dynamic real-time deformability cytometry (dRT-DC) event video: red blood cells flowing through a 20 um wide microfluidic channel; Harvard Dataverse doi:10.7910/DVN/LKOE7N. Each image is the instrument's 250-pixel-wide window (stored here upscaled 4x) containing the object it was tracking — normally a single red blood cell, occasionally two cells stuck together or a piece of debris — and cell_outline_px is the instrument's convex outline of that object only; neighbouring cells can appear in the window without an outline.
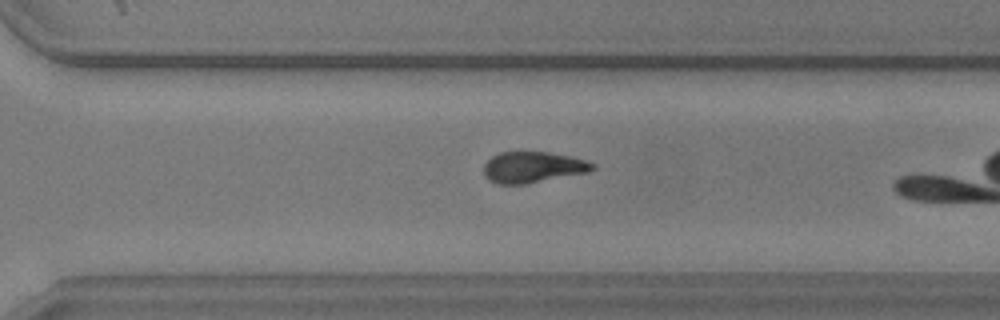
{"species": "common noctule bat (a hibernating species)", "species_latin": "Nyctalus noctula", "temperature_condition": "warm", "stored_images_in_passage": 34, "camera_frame_rate_fps": 3000, "um_per_image_px": 0.085, "animal": {"sex": "male", "body_mass_g": 20.5, "forearm_length_mm": 52.5}, "frame": {"image": 1, "passage_image": 29, "time_ms": 9.333, "image_size_px": [1000, 320], "cell_outline_px": [[596, 168], [588, 172], [528, 184], [496, 184], [488, 180], [484, 176], [484, 164], [492, 156], [500, 152], [548, 152], [572, 156], [596, 164]], "centroid_in_image_um": [45.29, 14.22], "position_along_channel_um": 325.3, "area_um2": 19.88}}